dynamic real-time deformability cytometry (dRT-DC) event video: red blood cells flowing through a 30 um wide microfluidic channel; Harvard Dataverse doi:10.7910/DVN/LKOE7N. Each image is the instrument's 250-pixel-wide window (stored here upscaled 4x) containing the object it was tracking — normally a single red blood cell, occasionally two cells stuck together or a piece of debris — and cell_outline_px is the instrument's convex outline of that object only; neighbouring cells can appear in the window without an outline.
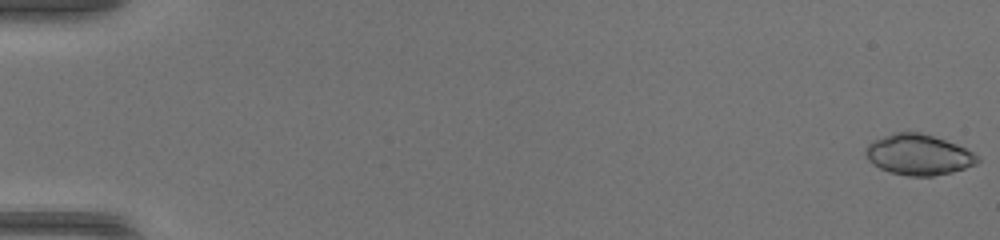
{"species": "common noctule bat (a hibernating species)", "species_latin": "Nyctalus noctula", "temperature_condition": "warm", "stored_images_in_passage": 50, "camera_frame_rate_fps": 3000, "um_per_image_px": 0.085, "animal": {"sex": "female", "body_mass_g": 17.0, "forearm_length_mm": 48.0}, "frame": {"image": 1, "passage_image": 1, "time_ms": 0.0, "image_size_px": [1000, 240], "cell_outline_px": [[980, 160], [976, 164], [952, 172], [932, 176], [908, 176], [888, 172], [872, 164], [868, 160], [864, 152], [864, 148], [872, 140], [892, 132], [920, 132], [956, 144], [980, 156]], "centroid_in_image_um": [78.02, 13.15], "position_along_channel_um": 7.0, "area_um2": 26.65}}
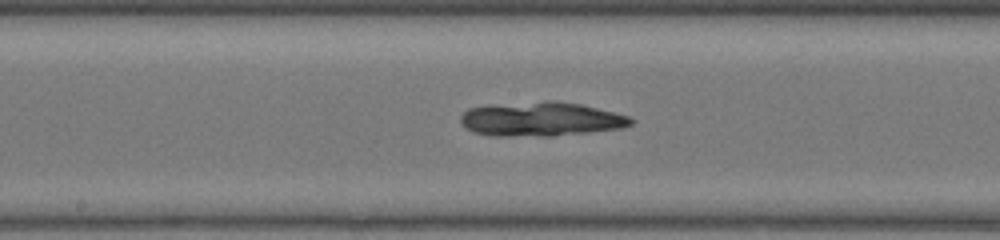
{"frame": {"image": 2, "passage_image": 28, "time_ms": 9.0, "image_size_px": [1000, 240], "cell_outline_px": [[636, 120], [632, 124], [620, 128], [588, 132], [552, 136], [492, 136], [472, 132], [464, 128], [460, 124], [460, 116], [468, 108], [488, 104], [548, 100], [556, 100], [580, 104], [628, 116]], "centroid_in_image_um": [45.9, 10.12], "position_along_channel_um": 202.3, "area_um2": 34.39}}
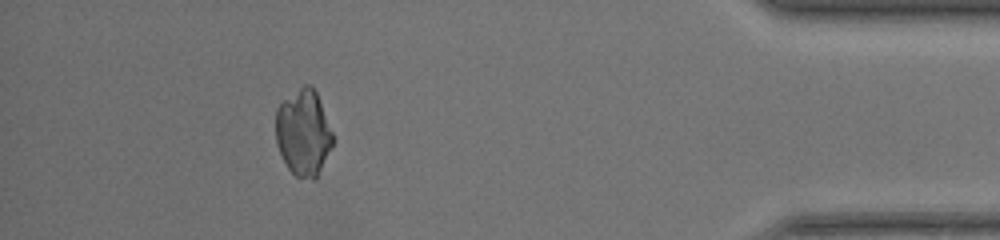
{"frame": {"image": 3, "passage_image": 46, "time_ms": 15.0, "image_size_px": [1000, 240], "cell_outline_px": [[332, 148], [316, 180], [296, 176], [288, 168], [276, 144], [276, 108], [284, 100], [304, 84], [312, 84], [316, 92], [332, 132]], "centroid_in_image_um": [25.79, 11.29], "position_along_channel_um": 409.4, "area_um2": 28.5}}